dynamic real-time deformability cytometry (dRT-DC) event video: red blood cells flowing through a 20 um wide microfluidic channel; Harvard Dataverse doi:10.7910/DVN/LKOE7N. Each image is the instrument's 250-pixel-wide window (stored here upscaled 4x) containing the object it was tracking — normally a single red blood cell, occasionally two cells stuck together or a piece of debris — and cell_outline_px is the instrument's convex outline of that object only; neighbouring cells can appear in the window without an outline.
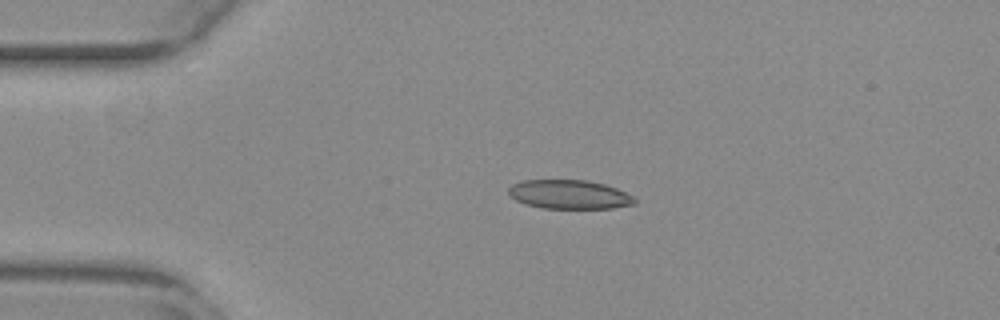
{"species": "common noctule bat (a hibernating species)", "species_latin": "Nyctalus noctula", "temperature_condition": "warm", "stored_images_in_passage": 42, "camera_frame_rate_fps": 3000, "um_per_image_px": 0.085, "animal": {"sex": "female", "body_mass_g": 29.2, "forearm_length_mm": 56.3}, "frame": {"image": 1, "passage_image": 1, "time_ms": 0.0, "image_size_px": [1000, 320], "cell_outline_px": [[636, 204], [612, 208], [544, 208], [524, 204], [516, 200], [508, 192], [508, 188], [512, 184], [520, 180], [588, 180], [604, 184], [616, 188], [632, 196], [636, 200]], "centroid_in_image_um": [48.37, 16.52], "position_along_channel_um": 36.6, "area_um2": 21.27}}
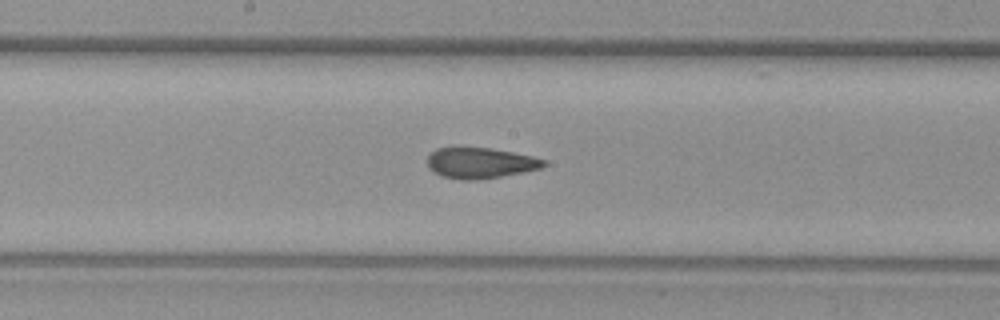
{"frame": {"image": 2, "passage_image": 17, "time_ms": 5.333, "image_size_px": [1000, 320], "cell_outline_px": [[548, 164], [540, 168], [524, 172], [480, 180], [460, 180], [444, 176], [428, 168], [428, 156], [436, 148], [452, 144], [456, 144], [488, 148], [512, 152], [532, 156], [548, 160]], "centroid_in_image_um": [40.8, 13.81], "position_along_channel_um": 207.4, "area_um2": 21.56}}
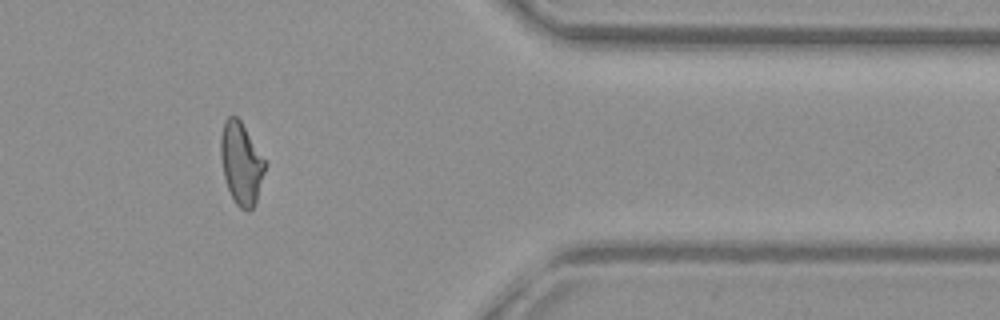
{"frame": {"image": 3, "passage_image": 33, "time_ms": 10.667, "image_size_px": [1000, 320], "cell_outline_px": [[268, 164], [256, 204], [248, 212], [240, 208], [236, 204], [228, 188], [224, 176], [220, 156], [220, 136], [224, 120], [228, 116], [236, 116], [240, 120]], "centroid_in_image_um": [20.52, 13.9], "position_along_channel_um": 390.9, "area_um2": 21.5}, "authors_computed_cell_mechanics": {"area_um2": 21.3282, "velocity_mm_per_s": 3.8894, "shape_relaxation_time_tau1_ms": null, "shape_relaxation_time_tau2_ms": 1.9812, "deformation_change_tau1": null, "deformation_change_tau2": 0.0799}}